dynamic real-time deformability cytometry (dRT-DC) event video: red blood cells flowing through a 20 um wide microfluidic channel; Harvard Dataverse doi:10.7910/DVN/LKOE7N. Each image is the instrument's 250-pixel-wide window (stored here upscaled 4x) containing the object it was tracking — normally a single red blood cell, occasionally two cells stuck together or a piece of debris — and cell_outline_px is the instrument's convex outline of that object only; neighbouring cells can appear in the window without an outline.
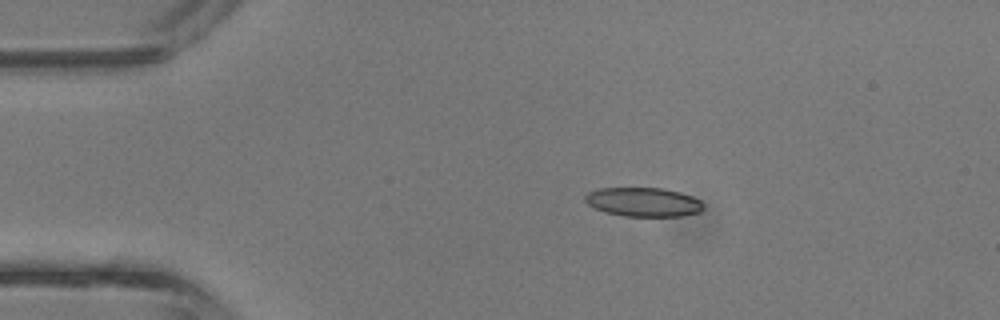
{"species": "common noctule bat (a hibernating species)", "species_latin": "Nyctalus noctula", "temperature_condition": "room temperature", "stored_images_in_passage": 3, "camera_frame_rate_fps": 3000, "um_per_image_px": 0.085, "animal": {"sex": "male", "body_mass_g": 13.3}, "frame": {"image": 1, "passage_image": 2, "time_ms": 0.333, "image_size_px": [1000, 320], "cell_outline_px": [[704, 208], [700, 212], [684, 216], [624, 216], [604, 212], [588, 204], [584, 200], [584, 196], [588, 192], [596, 188], [664, 188], [680, 192], [692, 196], [700, 200], [704, 204]], "centroid_in_image_um": [54.7, 17.17], "position_along_channel_um": 30.3, "area_um2": 20.23}}